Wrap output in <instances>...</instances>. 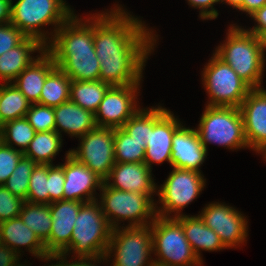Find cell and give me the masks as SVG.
Returning <instances> with one entry per match:
<instances>
[{
  "instance_id": "1",
  "label": "cell",
  "mask_w": 266,
  "mask_h": 266,
  "mask_svg": "<svg viewBox=\"0 0 266 266\" xmlns=\"http://www.w3.org/2000/svg\"><path fill=\"white\" fill-rule=\"evenodd\" d=\"M109 13L98 14L93 21L99 80L110 86L140 84L144 62L156 42L153 32L118 6Z\"/></svg>"
},
{
  "instance_id": "2",
  "label": "cell",
  "mask_w": 266,
  "mask_h": 266,
  "mask_svg": "<svg viewBox=\"0 0 266 266\" xmlns=\"http://www.w3.org/2000/svg\"><path fill=\"white\" fill-rule=\"evenodd\" d=\"M91 23V24H90ZM81 22L74 14L55 29L53 40L46 50L52 55L56 67L71 80L97 81L100 62L93 42V21ZM48 48V49H47Z\"/></svg>"
},
{
  "instance_id": "3",
  "label": "cell",
  "mask_w": 266,
  "mask_h": 266,
  "mask_svg": "<svg viewBox=\"0 0 266 266\" xmlns=\"http://www.w3.org/2000/svg\"><path fill=\"white\" fill-rule=\"evenodd\" d=\"M228 31L225 44L219 46L215 54L252 89L261 88L265 60L258 36L233 25Z\"/></svg>"
},
{
  "instance_id": "4",
  "label": "cell",
  "mask_w": 266,
  "mask_h": 266,
  "mask_svg": "<svg viewBox=\"0 0 266 266\" xmlns=\"http://www.w3.org/2000/svg\"><path fill=\"white\" fill-rule=\"evenodd\" d=\"M98 200L84 202L72 230L70 244L60 253L73 250L78 257H93L105 255L109 246L112 228L98 205Z\"/></svg>"
},
{
  "instance_id": "5",
  "label": "cell",
  "mask_w": 266,
  "mask_h": 266,
  "mask_svg": "<svg viewBox=\"0 0 266 266\" xmlns=\"http://www.w3.org/2000/svg\"><path fill=\"white\" fill-rule=\"evenodd\" d=\"M73 14L63 0H18L14 5L11 3L10 23L25 36L33 37L47 46L46 33H42L39 27L55 24L58 29Z\"/></svg>"
},
{
  "instance_id": "6",
  "label": "cell",
  "mask_w": 266,
  "mask_h": 266,
  "mask_svg": "<svg viewBox=\"0 0 266 266\" xmlns=\"http://www.w3.org/2000/svg\"><path fill=\"white\" fill-rule=\"evenodd\" d=\"M153 251L157 253L155 264L161 266H201L200 260L194 253L187 240L182 224L175 217H160L152 222ZM161 258V259H160Z\"/></svg>"
},
{
  "instance_id": "7",
  "label": "cell",
  "mask_w": 266,
  "mask_h": 266,
  "mask_svg": "<svg viewBox=\"0 0 266 266\" xmlns=\"http://www.w3.org/2000/svg\"><path fill=\"white\" fill-rule=\"evenodd\" d=\"M201 143H217L230 149L249 147L239 107L206 106L197 129Z\"/></svg>"
},
{
  "instance_id": "8",
  "label": "cell",
  "mask_w": 266,
  "mask_h": 266,
  "mask_svg": "<svg viewBox=\"0 0 266 266\" xmlns=\"http://www.w3.org/2000/svg\"><path fill=\"white\" fill-rule=\"evenodd\" d=\"M100 190L102 191V201H100L102 212L112 229L118 227L119 219H129L130 224L128 225L134 227L151 224L157 216L152 194L118 190L109 187L105 182ZM148 218H152L150 223H147L146 219Z\"/></svg>"
},
{
  "instance_id": "9",
  "label": "cell",
  "mask_w": 266,
  "mask_h": 266,
  "mask_svg": "<svg viewBox=\"0 0 266 266\" xmlns=\"http://www.w3.org/2000/svg\"><path fill=\"white\" fill-rule=\"evenodd\" d=\"M213 55L203 72L210 97L208 106L240 107L252 88L227 63Z\"/></svg>"
},
{
  "instance_id": "10",
  "label": "cell",
  "mask_w": 266,
  "mask_h": 266,
  "mask_svg": "<svg viewBox=\"0 0 266 266\" xmlns=\"http://www.w3.org/2000/svg\"><path fill=\"white\" fill-rule=\"evenodd\" d=\"M149 226V227H148ZM115 250L113 266H146L153 252L152 224L112 229L107 255ZM153 259L147 266L154 264Z\"/></svg>"
},
{
  "instance_id": "11",
  "label": "cell",
  "mask_w": 266,
  "mask_h": 266,
  "mask_svg": "<svg viewBox=\"0 0 266 266\" xmlns=\"http://www.w3.org/2000/svg\"><path fill=\"white\" fill-rule=\"evenodd\" d=\"M80 139L79 149L69 154L105 182L115 164L114 128L97 126Z\"/></svg>"
},
{
  "instance_id": "12",
  "label": "cell",
  "mask_w": 266,
  "mask_h": 266,
  "mask_svg": "<svg viewBox=\"0 0 266 266\" xmlns=\"http://www.w3.org/2000/svg\"><path fill=\"white\" fill-rule=\"evenodd\" d=\"M204 186L205 179L201 172L173 167L169 177L158 190L159 201L163 209H157L156 214L168 218V213L176 211L175 217H178V212L196 199Z\"/></svg>"
},
{
  "instance_id": "13",
  "label": "cell",
  "mask_w": 266,
  "mask_h": 266,
  "mask_svg": "<svg viewBox=\"0 0 266 266\" xmlns=\"http://www.w3.org/2000/svg\"><path fill=\"white\" fill-rule=\"evenodd\" d=\"M139 85L110 86L95 112L97 126L121 128L139 110L135 102Z\"/></svg>"
},
{
  "instance_id": "14",
  "label": "cell",
  "mask_w": 266,
  "mask_h": 266,
  "mask_svg": "<svg viewBox=\"0 0 266 266\" xmlns=\"http://www.w3.org/2000/svg\"><path fill=\"white\" fill-rule=\"evenodd\" d=\"M199 217L219 236L226 248L243 243L247 237V221L230 206L212 203L206 206Z\"/></svg>"
},
{
  "instance_id": "15",
  "label": "cell",
  "mask_w": 266,
  "mask_h": 266,
  "mask_svg": "<svg viewBox=\"0 0 266 266\" xmlns=\"http://www.w3.org/2000/svg\"><path fill=\"white\" fill-rule=\"evenodd\" d=\"M83 202L60 200L50 204L52 228L50 237L44 242L49 255L60 254L69 244L74 223Z\"/></svg>"
},
{
  "instance_id": "16",
  "label": "cell",
  "mask_w": 266,
  "mask_h": 266,
  "mask_svg": "<svg viewBox=\"0 0 266 266\" xmlns=\"http://www.w3.org/2000/svg\"><path fill=\"white\" fill-rule=\"evenodd\" d=\"M239 108L247 145L259 153L266 146V90L252 89Z\"/></svg>"
},
{
  "instance_id": "17",
  "label": "cell",
  "mask_w": 266,
  "mask_h": 266,
  "mask_svg": "<svg viewBox=\"0 0 266 266\" xmlns=\"http://www.w3.org/2000/svg\"><path fill=\"white\" fill-rule=\"evenodd\" d=\"M63 169L65 175L63 200L80 201L83 203L96 200L93 192L96 187L100 189L104 182L100 177L86 165L71 156L69 151L66 153V162L63 164ZM84 195L88 196L86 200Z\"/></svg>"
},
{
  "instance_id": "18",
  "label": "cell",
  "mask_w": 266,
  "mask_h": 266,
  "mask_svg": "<svg viewBox=\"0 0 266 266\" xmlns=\"http://www.w3.org/2000/svg\"><path fill=\"white\" fill-rule=\"evenodd\" d=\"M207 150L201 143L197 130L183 127L174 132L172 139L171 165L177 169L200 172Z\"/></svg>"
},
{
  "instance_id": "19",
  "label": "cell",
  "mask_w": 266,
  "mask_h": 266,
  "mask_svg": "<svg viewBox=\"0 0 266 266\" xmlns=\"http://www.w3.org/2000/svg\"><path fill=\"white\" fill-rule=\"evenodd\" d=\"M151 171L145 163H115L105 183L122 191L153 194L156 192V185ZM110 179H113L111 184Z\"/></svg>"
},
{
  "instance_id": "20",
  "label": "cell",
  "mask_w": 266,
  "mask_h": 266,
  "mask_svg": "<svg viewBox=\"0 0 266 266\" xmlns=\"http://www.w3.org/2000/svg\"><path fill=\"white\" fill-rule=\"evenodd\" d=\"M177 118L168 111L149 130L148 143L145 148L144 163L151 169V163L168 161L171 164L172 139L174 132L181 126Z\"/></svg>"
},
{
  "instance_id": "21",
  "label": "cell",
  "mask_w": 266,
  "mask_h": 266,
  "mask_svg": "<svg viewBox=\"0 0 266 266\" xmlns=\"http://www.w3.org/2000/svg\"><path fill=\"white\" fill-rule=\"evenodd\" d=\"M56 68L52 55L44 50L41 55L27 66L13 83L31 104H37L46 77Z\"/></svg>"
},
{
  "instance_id": "22",
  "label": "cell",
  "mask_w": 266,
  "mask_h": 266,
  "mask_svg": "<svg viewBox=\"0 0 266 266\" xmlns=\"http://www.w3.org/2000/svg\"><path fill=\"white\" fill-rule=\"evenodd\" d=\"M55 131L60 134L62 131L71 136L81 137L97 127L95 114L78 106L68 100L57 107H54ZM60 127V129H58ZM60 131V132H59Z\"/></svg>"
},
{
  "instance_id": "23",
  "label": "cell",
  "mask_w": 266,
  "mask_h": 266,
  "mask_svg": "<svg viewBox=\"0 0 266 266\" xmlns=\"http://www.w3.org/2000/svg\"><path fill=\"white\" fill-rule=\"evenodd\" d=\"M36 50L41 53L46 46L33 37H26L19 45L4 52L0 56V79L12 83L34 61L30 53Z\"/></svg>"
},
{
  "instance_id": "24",
  "label": "cell",
  "mask_w": 266,
  "mask_h": 266,
  "mask_svg": "<svg viewBox=\"0 0 266 266\" xmlns=\"http://www.w3.org/2000/svg\"><path fill=\"white\" fill-rule=\"evenodd\" d=\"M0 233L2 244L14 249L17 252V248L20 246L29 247V251L37 257L47 258L50 256L44 246V243L26 224L20 217L12 218L8 221L0 223ZM18 246V247H17Z\"/></svg>"
},
{
  "instance_id": "25",
  "label": "cell",
  "mask_w": 266,
  "mask_h": 266,
  "mask_svg": "<svg viewBox=\"0 0 266 266\" xmlns=\"http://www.w3.org/2000/svg\"><path fill=\"white\" fill-rule=\"evenodd\" d=\"M175 218L182 224L184 234L200 260V249L215 251L226 248L217 233L210 229L199 215L188 217L179 212V216Z\"/></svg>"
},
{
  "instance_id": "26",
  "label": "cell",
  "mask_w": 266,
  "mask_h": 266,
  "mask_svg": "<svg viewBox=\"0 0 266 266\" xmlns=\"http://www.w3.org/2000/svg\"><path fill=\"white\" fill-rule=\"evenodd\" d=\"M61 137L56 131L36 132L23 154L36 164L52 165V159L62 145Z\"/></svg>"
},
{
  "instance_id": "27",
  "label": "cell",
  "mask_w": 266,
  "mask_h": 266,
  "mask_svg": "<svg viewBox=\"0 0 266 266\" xmlns=\"http://www.w3.org/2000/svg\"><path fill=\"white\" fill-rule=\"evenodd\" d=\"M110 85L97 81H75L70 84V100L95 114Z\"/></svg>"
},
{
  "instance_id": "28",
  "label": "cell",
  "mask_w": 266,
  "mask_h": 266,
  "mask_svg": "<svg viewBox=\"0 0 266 266\" xmlns=\"http://www.w3.org/2000/svg\"><path fill=\"white\" fill-rule=\"evenodd\" d=\"M71 81L60 68L56 67L46 77L38 104L54 108L70 100Z\"/></svg>"
},
{
  "instance_id": "29",
  "label": "cell",
  "mask_w": 266,
  "mask_h": 266,
  "mask_svg": "<svg viewBox=\"0 0 266 266\" xmlns=\"http://www.w3.org/2000/svg\"><path fill=\"white\" fill-rule=\"evenodd\" d=\"M21 220L44 243L49 237L52 228L50 204L24 202L19 214Z\"/></svg>"
},
{
  "instance_id": "30",
  "label": "cell",
  "mask_w": 266,
  "mask_h": 266,
  "mask_svg": "<svg viewBox=\"0 0 266 266\" xmlns=\"http://www.w3.org/2000/svg\"><path fill=\"white\" fill-rule=\"evenodd\" d=\"M10 84H0V116L4 123L25 117L31 105L21 91Z\"/></svg>"
},
{
  "instance_id": "31",
  "label": "cell",
  "mask_w": 266,
  "mask_h": 266,
  "mask_svg": "<svg viewBox=\"0 0 266 266\" xmlns=\"http://www.w3.org/2000/svg\"><path fill=\"white\" fill-rule=\"evenodd\" d=\"M145 148V140H137L122 128H114L115 163H144Z\"/></svg>"
},
{
  "instance_id": "32",
  "label": "cell",
  "mask_w": 266,
  "mask_h": 266,
  "mask_svg": "<svg viewBox=\"0 0 266 266\" xmlns=\"http://www.w3.org/2000/svg\"><path fill=\"white\" fill-rule=\"evenodd\" d=\"M169 110L159 107L149 108V110H139L129 118L121 127L132 138L145 140L148 143L149 130L168 112Z\"/></svg>"
},
{
  "instance_id": "33",
  "label": "cell",
  "mask_w": 266,
  "mask_h": 266,
  "mask_svg": "<svg viewBox=\"0 0 266 266\" xmlns=\"http://www.w3.org/2000/svg\"><path fill=\"white\" fill-rule=\"evenodd\" d=\"M35 133L28 120L23 117L4 123L2 139L4 144L11 147H13V141V143L22 148L20 151L24 153L34 138Z\"/></svg>"
},
{
  "instance_id": "34",
  "label": "cell",
  "mask_w": 266,
  "mask_h": 266,
  "mask_svg": "<svg viewBox=\"0 0 266 266\" xmlns=\"http://www.w3.org/2000/svg\"><path fill=\"white\" fill-rule=\"evenodd\" d=\"M36 165L37 164L31 159L23 156L4 186L13 195L26 200L29 189V180Z\"/></svg>"
},
{
  "instance_id": "35",
  "label": "cell",
  "mask_w": 266,
  "mask_h": 266,
  "mask_svg": "<svg viewBox=\"0 0 266 266\" xmlns=\"http://www.w3.org/2000/svg\"><path fill=\"white\" fill-rule=\"evenodd\" d=\"M29 203L49 204L48 165L37 164L29 180Z\"/></svg>"
},
{
  "instance_id": "36",
  "label": "cell",
  "mask_w": 266,
  "mask_h": 266,
  "mask_svg": "<svg viewBox=\"0 0 266 266\" xmlns=\"http://www.w3.org/2000/svg\"><path fill=\"white\" fill-rule=\"evenodd\" d=\"M25 118L35 132L55 131L54 108L40 104H31Z\"/></svg>"
},
{
  "instance_id": "37",
  "label": "cell",
  "mask_w": 266,
  "mask_h": 266,
  "mask_svg": "<svg viewBox=\"0 0 266 266\" xmlns=\"http://www.w3.org/2000/svg\"><path fill=\"white\" fill-rule=\"evenodd\" d=\"M24 202L4 185H0V223L19 217Z\"/></svg>"
},
{
  "instance_id": "38",
  "label": "cell",
  "mask_w": 266,
  "mask_h": 266,
  "mask_svg": "<svg viewBox=\"0 0 266 266\" xmlns=\"http://www.w3.org/2000/svg\"><path fill=\"white\" fill-rule=\"evenodd\" d=\"M23 156L24 154L20 149L8 146L2 142L0 145V185L5 184Z\"/></svg>"
},
{
  "instance_id": "39",
  "label": "cell",
  "mask_w": 266,
  "mask_h": 266,
  "mask_svg": "<svg viewBox=\"0 0 266 266\" xmlns=\"http://www.w3.org/2000/svg\"><path fill=\"white\" fill-rule=\"evenodd\" d=\"M65 175L63 164L48 165L49 204L63 200Z\"/></svg>"
},
{
  "instance_id": "40",
  "label": "cell",
  "mask_w": 266,
  "mask_h": 266,
  "mask_svg": "<svg viewBox=\"0 0 266 266\" xmlns=\"http://www.w3.org/2000/svg\"><path fill=\"white\" fill-rule=\"evenodd\" d=\"M26 37L11 23L0 25V56L4 52L19 45Z\"/></svg>"
},
{
  "instance_id": "41",
  "label": "cell",
  "mask_w": 266,
  "mask_h": 266,
  "mask_svg": "<svg viewBox=\"0 0 266 266\" xmlns=\"http://www.w3.org/2000/svg\"><path fill=\"white\" fill-rule=\"evenodd\" d=\"M192 7L201 9L200 18L202 19H215L218 16L217 10L213 8L214 3L220 0H188ZM211 7V10L209 8Z\"/></svg>"
},
{
  "instance_id": "42",
  "label": "cell",
  "mask_w": 266,
  "mask_h": 266,
  "mask_svg": "<svg viewBox=\"0 0 266 266\" xmlns=\"http://www.w3.org/2000/svg\"><path fill=\"white\" fill-rule=\"evenodd\" d=\"M64 256V257H63ZM107 257H109L107 254H105V255H102V256H99V257H97V258H93V257H78L79 259V261H75V262H73L72 261V263H66V261H64L65 260V255H63V254H51L48 258H47V260L48 261H50V259H57V260H60L58 263L59 264H55V265H51V266H95V264H92V263H90V261H94V262H96V260H98L99 261V259H100V261H101V259H104V260H106L107 259ZM63 258H64V260H63ZM106 258V259H105ZM96 259V260H95ZM63 260V261H62ZM89 261V262H86V261ZM61 262V263H60ZM65 262V263H64ZM48 266H50V265H48Z\"/></svg>"
},
{
  "instance_id": "43",
  "label": "cell",
  "mask_w": 266,
  "mask_h": 266,
  "mask_svg": "<svg viewBox=\"0 0 266 266\" xmlns=\"http://www.w3.org/2000/svg\"><path fill=\"white\" fill-rule=\"evenodd\" d=\"M18 252L7 247L5 244L0 245V266H24L18 264ZM17 264V265H16Z\"/></svg>"
},
{
  "instance_id": "44",
  "label": "cell",
  "mask_w": 266,
  "mask_h": 266,
  "mask_svg": "<svg viewBox=\"0 0 266 266\" xmlns=\"http://www.w3.org/2000/svg\"><path fill=\"white\" fill-rule=\"evenodd\" d=\"M250 17H252L258 23V25L253 27V29H250L248 32L259 36L262 32L266 31V5L256 10L250 15Z\"/></svg>"
},
{
  "instance_id": "45",
  "label": "cell",
  "mask_w": 266,
  "mask_h": 266,
  "mask_svg": "<svg viewBox=\"0 0 266 266\" xmlns=\"http://www.w3.org/2000/svg\"><path fill=\"white\" fill-rule=\"evenodd\" d=\"M264 5H266V0H244V3L239 8V10L251 15L256 10L262 8Z\"/></svg>"
},
{
  "instance_id": "46",
  "label": "cell",
  "mask_w": 266,
  "mask_h": 266,
  "mask_svg": "<svg viewBox=\"0 0 266 266\" xmlns=\"http://www.w3.org/2000/svg\"><path fill=\"white\" fill-rule=\"evenodd\" d=\"M11 3L7 0H0V25L10 23Z\"/></svg>"
},
{
  "instance_id": "47",
  "label": "cell",
  "mask_w": 266,
  "mask_h": 266,
  "mask_svg": "<svg viewBox=\"0 0 266 266\" xmlns=\"http://www.w3.org/2000/svg\"><path fill=\"white\" fill-rule=\"evenodd\" d=\"M221 2H224L226 1L225 3H228V5L232 6L233 8H240L243 3H244V0H220Z\"/></svg>"
},
{
  "instance_id": "48",
  "label": "cell",
  "mask_w": 266,
  "mask_h": 266,
  "mask_svg": "<svg viewBox=\"0 0 266 266\" xmlns=\"http://www.w3.org/2000/svg\"><path fill=\"white\" fill-rule=\"evenodd\" d=\"M259 41H260V45H261V50H262V54H263V57L264 56V51L266 49V31L262 32L259 36Z\"/></svg>"
},
{
  "instance_id": "49",
  "label": "cell",
  "mask_w": 266,
  "mask_h": 266,
  "mask_svg": "<svg viewBox=\"0 0 266 266\" xmlns=\"http://www.w3.org/2000/svg\"><path fill=\"white\" fill-rule=\"evenodd\" d=\"M3 127H4V122L0 116V130L2 131L3 130Z\"/></svg>"
},
{
  "instance_id": "50",
  "label": "cell",
  "mask_w": 266,
  "mask_h": 266,
  "mask_svg": "<svg viewBox=\"0 0 266 266\" xmlns=\"http://www.w3.org/2000/svg\"><path fill=\"white\" fill-rule=\"evenodd\" d=\"M260 152L264 153L263 155L266 158V146Z\"/></svg>"
},
{
  "instance_id": "51",
  "label": "cell",
  "mask_w": 266,
  "mask_h": 266,
  "mask_svg": "<svg viewBox=\"0 0 266 266\" xmlns=\"http://www.w3.org/2000/svg\"><path fill=\"white\" fill-rule=\"evenodd\" d=\"M2 244V240H1V233H0V245Z\"/></svg>"
}]
</instances>
